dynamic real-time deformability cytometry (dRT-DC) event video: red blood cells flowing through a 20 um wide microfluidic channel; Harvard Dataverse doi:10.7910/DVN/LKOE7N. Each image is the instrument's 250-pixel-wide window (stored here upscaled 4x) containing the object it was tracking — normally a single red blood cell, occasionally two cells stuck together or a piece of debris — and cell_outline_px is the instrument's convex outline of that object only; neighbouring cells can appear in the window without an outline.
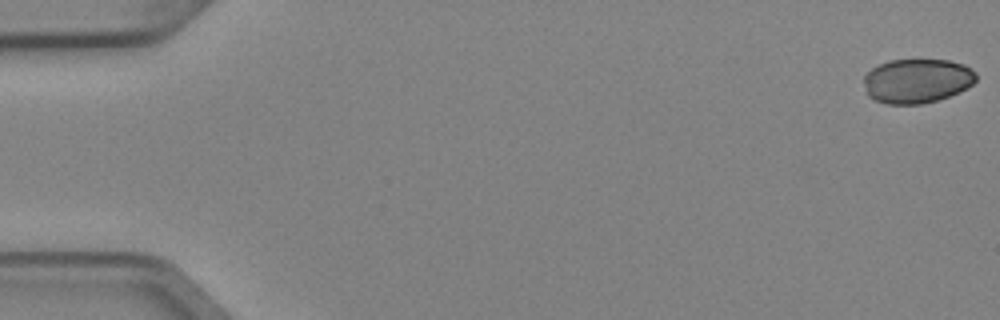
{"species": "Egyptian fruit bat (a non-hibernating species)", "species_latin": "Rousettus aegyptiacus", "temperature_condition": "cold", "stored_images_in_passage": 5, "camera_frame_rate_fps": 3000, "um_per_image_px": 0.085, "animal": {"sex": "female"}, "frame": {"image": 1, "passage_image": 1, "time_ms": 0.0, "image_size_px": [1000, 320], "cell_outline_px": [[976, 80], [968, 88], [960, 92], [936, 100], [920, 104], [888, 104], [872, 100], [868, 96], [864, 80], [864, 76], [872, 68], [888, 60], [948, 60], [964, 64], [976, 72]], "centroid_in_image_um": [77.95, 6.88], "position_along_channel_um": 7.0, "area_um2": 29.07}}
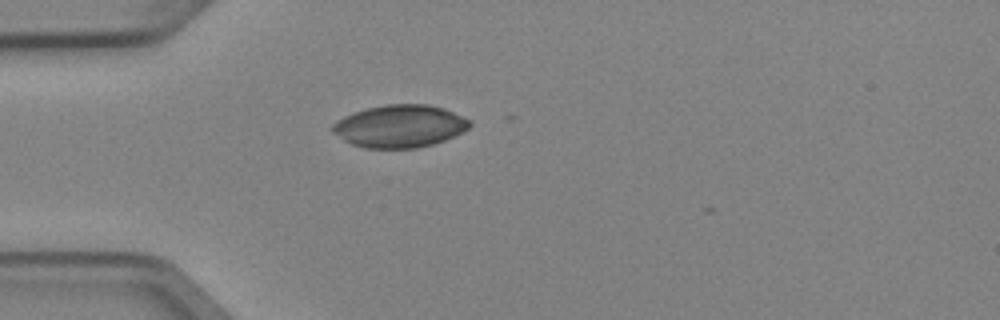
{"frame": {"image": 2, "passage_image": 4, "time_ms": 1.0, "image_size_px": [1000, 320], "cell_outline_px": [[472, 124], [468, 128], [444, 140], [432, 144], [416, 148], [364, 148], [352, 144], [344, 140], [332, 132], [328, 128], [336, 120], [344, 116], [368, 108], [388, 104], [428, 104], [444, 108], [472, 120]], "centroid_in_image_um": [33.96, 10.72], "position_along_channel_um": 51.0, "area_um2": 33.99}}